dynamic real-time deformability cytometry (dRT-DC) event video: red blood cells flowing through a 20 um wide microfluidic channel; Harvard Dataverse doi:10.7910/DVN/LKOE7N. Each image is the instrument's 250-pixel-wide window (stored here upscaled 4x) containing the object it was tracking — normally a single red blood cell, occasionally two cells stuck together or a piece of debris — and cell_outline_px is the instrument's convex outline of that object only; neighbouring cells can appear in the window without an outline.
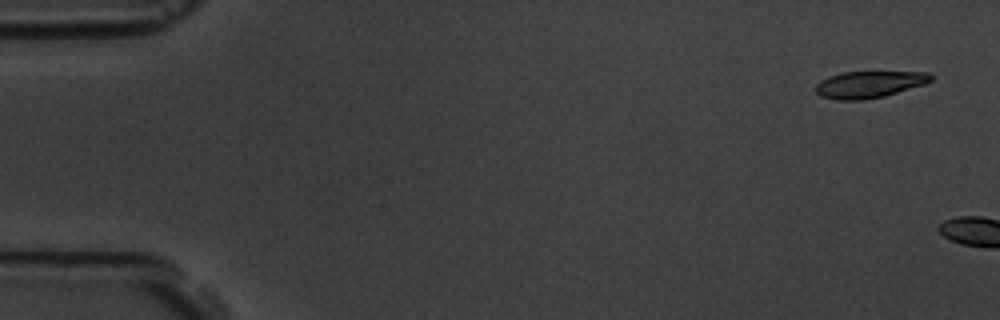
{"species": "common noctule bat (a hibernating species)", "species_latin": "Nyctalus noctula", "temperature_condition": "room temperature", "stored_images_in_passage": 6, "camera_frame_rate_fps": 3000, "um_per_image_px": 0.085, "animal": {"sex": "male", "body_mass_g": 19.5, "forearm_length_mm": 54.6}, "frame": {"image": 1, "passage_image": 1, "time_ms": 0.0, "image_size_px": [1000, 320], "cell_outline_px": [[932, 80], [924, 84], [884, 96], [860, 100], [836, 100], [820, 96], [816, 92], [816, 84], [820, 80], [828, 76], [844, 72], [928, 72], [932, 76]], "centroid_in_image_um": [73.84, 7.17], "position_along_channel_um": 11.2, "area_um2": 17.86}}
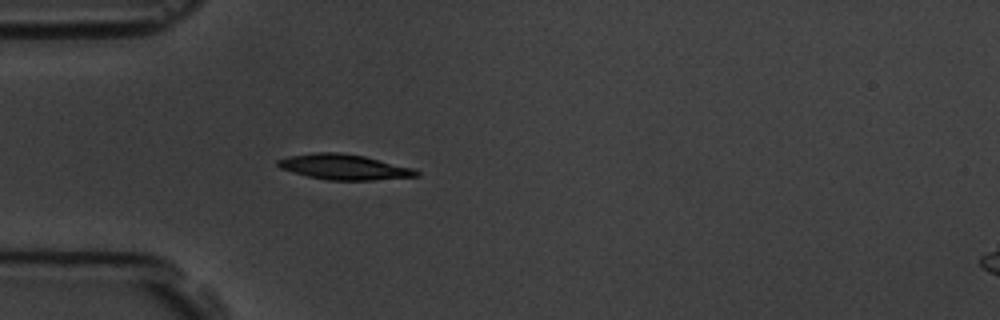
{"frame": {"image": 2, "passage_image": 6, "time_ms": 6.667, "image_size_px": [1000, 320], "cell_outline_px": [[420, 176], [372, 180], [328, 180], [308, 176], [292, 172], [280, 168], [276, 164], [276, 160], [288, 156], [316, 152], [340, 152], [364, 156], [412, 168], [420, 172]], "centroid_in_image_um": [29.22, 14.19], "position_along_channel_um": 55.8, "area_um2": 20.4}}